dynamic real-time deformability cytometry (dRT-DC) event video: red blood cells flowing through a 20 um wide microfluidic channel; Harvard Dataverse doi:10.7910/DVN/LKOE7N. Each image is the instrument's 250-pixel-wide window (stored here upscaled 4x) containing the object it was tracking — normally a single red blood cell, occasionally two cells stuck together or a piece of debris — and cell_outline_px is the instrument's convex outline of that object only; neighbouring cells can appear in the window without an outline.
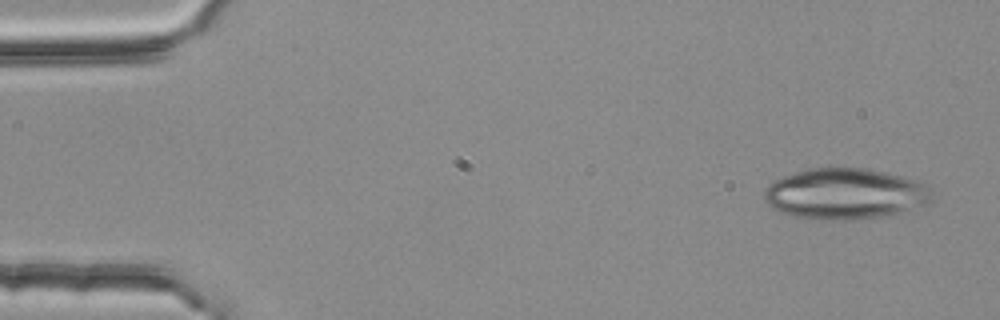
{"species": "common noctule bat (a hibernating species)", "species_latin": "Nyctalus noctula", "temperature_condition": "room temperature", "stored_images_in_passage": 3, "camera_frame_rate_fps": 3000, "um_per_image_px": 0.085, "animal": {"sex": "female", "body_mass_g": 25.1}, "frame": {"image": 1, "passage_image": 1, "time_ms": 0.0, "image_size_px": [1000, 320], "cell_outline_px": [[932, 200], [924, 204], [904, 212], [888, 216], [852, 220], [804, 220], [772, 208], [764, 200], [764, 188], [772, 180], [808, 168], [864, 168], [904, 176], [920, 180], [928, 184]], "centroid_in_image_um": [71.82, 16.49], "position_along_channel_um": 13.2, "area_um2": 50.52}}